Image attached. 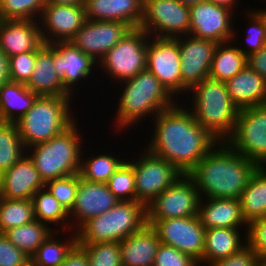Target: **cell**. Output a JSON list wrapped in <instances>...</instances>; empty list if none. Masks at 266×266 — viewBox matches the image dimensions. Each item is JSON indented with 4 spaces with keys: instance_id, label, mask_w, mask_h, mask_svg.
<instances>
[{
    "instance_id": "8fae6325",
    "label": "cell",
    "mask_w": 266,
    "mask_h": 266,
    "mask_svg": "<svg viewBox=\"0 0 266 266\" xmlns=\"http://www.w3.org/2000/svg\"><path fill=\"white\" fill-rule=\"evenodd\" d=\"M141 151V155L138 154L137 158L135 156V159L130 160L127 157L126 161L134 168L136 201L147 206L182 173L170 162L153 154L146 147Z\"/></svg>"
},
{
    "instance_id": "e0dca14e",
    "label": "cell",
    "mask_w": 266,
    "mask_h": 266,
    "mask_svg": "<svg viewBox=\"0 0 266 266\" xmlns=\"http://www.w3.org/2000/svg\"><path fill=\"white\" fill-rule=\"evenodd\" d=\"M87 21L83 5L46 4L39 18L44 43L69 42Z\"/></svg>"
},
{
    "instance_id": "9a60e30c",
    "label": "cell",
    "mask_w": 266,
    "mask_h": 266,
    "mask_svg": "<svg viewBox=\"0 0 266 266\" xmlns=\"http://www.w3.org/2000/svg\"><path fill=\"white\" fill-rule=\"evenodd\" d=\"M152 227L158 232L161 243L175 247L202 266L206 229L198 215L158 220Z\"/></svg>"
},
{
    "instance_id": "f35d334b",
    "label": "cell",
    "mask_w": 266,
    "mask_h": 266,
    "mask_svg": "<svg viewBox=\"0 0 266 266\" xmlns=\"http://www.w3.org/2000/svg\"><path fill=\"white\" fill-rule=\"evenodd\" d=\"M46 4V0H0V19L39 21Z\"/></svg>"
},
{
    "instance_id": "ab89813d",
    "label": "cell",
    "mask_w": 266,
    "mask_h": 266,
    "mask_svg": "<svg viewBox=\"0 0 266 266\" xmlns=\"http://www.w3.org/2000/svg\"><path fill=\"white\" fill-rule=\"evenodd\" d=\"M90 266H123L119 242L78 243Z\"/></svg>"
},
{
    "instance_id": "4316f807",
    "label": "cell",
    "mask_w": 266,
    "mask_h": 266,
    "mask_svg": "<svg viewBox=\"0 0 266 266\" xmlns=\"http://www.w3.org/2000/svg\"><path fill=\"white\" fill-rule=\"evenodd\" d=\"M225 83L239 109L266 105V80L248 65Z\"/></svg>"
},
{
    "instance_id": "3957f363",
    "label": "cell",
    "mask_w": 266,
    "mask_h": 266,
    "mask_svg": "<svg viewBox=\"0 0 266 266\" xmlns=\"http://www.w3.org/2000/svg\"><path fill=\"white\" fill-rule=\"evenodd\" d=\"M117 87L122 91H118V107L116 106L115 120L112 122L115 129H118L117 132L130 130V127L134 128L139 122V125H142V120L145 121L149 117L153 119L160 111L180 102L176 101L157 77L147 69L140 71L133 78L119 82Z\"/></svg>"
},
{
    "instance_id": "484cf974",
    "label": "cell",
    "mask_w": 266,
    "mask_h": 266,
    "mask_svg": "<svg viewBox=\"0 0 266 266\" xmlns=\"http://www.w3.org/2000/svg\"><path fill=\"white\" fill-rule=\"evenodd\" d=\"M158 232L146 225L119 242L123 266H154L160 245Z\"/></svg>"
},
{
    "instance_id": "f907efd6",
    "label": "cell",
    "mask_w": 266,
    "mask_h": 266,
    "mask_svg": "<svg viewBox=\"0 0 266 266\" xmlns=\"http://www.w3.org/2000/svg\"><path fill=\"white\" fill-rule=\"evenodd\" d=\"M10 81L9 57L0 48V88Z\"/></svg>"
},
{
    "instance_id": "44dd1931",
    "label": "cell",
    "mask_w": 266,
    "mask_h": 266,
    "mask_svg": "<svg viewBox=\"0 0 266 266\" xmlns=\"http://www.w3.org/2000/svg\"><path fill=\"white\" fill-rule=\"evenodd\" d=\"M43 188L45 183L27 154L0 175V197L4 199L31 200Z\"/></svg>"
},
{
    "instance_id": "db71d44e",
    "label": "cell",
    "mask_w": 266,
    "mask_h": 266,
    "mask_svg": "<svg viewBox=\"0 0 266 266\" xmlns=\"http://www.w3.org/2000/svg\"><path fill=\"white\" fill-rule=\"evenodd\" d=\"M179 1L190 7L192 5H195V4L207 1V0H179Z\"/></svg>"
},
{
    "instance_id": "f546056e",
    "label": "cell",
    "mask_w": 266,
    "mask_h": 266,
    "mask_svg": "<svg viewBox=\"0 0 266 266\" xmlns=\"http://www.w3.org/2000/svg\"><path fill=\"white\" fill-rule=\"evenodd\" d=\"M65 232H71L67 239ZM77 244L76 231H54L30 257L31 266H59Z\"/></svg>"
},
{
    "instance_id": "74e56055",
    "label": "cell",
    "mask_w": 266,
    "mask_h": 266,
    "mask_svg": "<svg viewBox=\"0 0 266 266\" xmlns=\"http://www.w3.org/2000/svg\"><path fill=\"white\" fill-rule=\"evenodd\" d=\"M245 12L246 17H244V19L246 18L245 21L248 19V22L246 21V23H248V25H246L247 31L245 30V32H247L245 34L246 39H243L246 41H244L245 46L240 44V42V46L238 43L235 44H237V47L245 54L246 57H248L266 46V22L262 14L257 10V6L251 10L248 8Z\"/></svg>"
},
{
    "instance_id": "f6af8a7d",
    "label": "cell",
    "mask_w": 266,
    "mask_h": 266,
    "mask_svg": "<svg viewBox=\"0 0 266 266\" xmlns=\"http://www.w3.org/2000/svg\"><path fill=\"white\" fill-rule=\"evenodd\" d=\"M247 245L261 259L266 255V216L248 222Z\"/></svg>"
},
{
    "instance_id": "816d5d0a",
    "label": "cell",
    "mask_w": 266,
    "mask_h": 266,
    "mask_svg": "<svg viewBox=\"0 0 266 266\" xmlns=\"http://www.w3.org/2000/svg\"><path fill=\"white\" fill-rule=\"evenodd\" d=\"M209 2H213L215 4H220V5H224L228 8H231L232 10H234L235 12L238 13L237 10H235L237 7L239 8V6L237 5V3H240L241 0H207Z\"/></svg>"
},
{
    "instance_id": "7bdbcfd3",
    "label": "cell",
    "mask_w": 266,
    "mask_h": 266,
    "mask_svg": "<svg viewBox=\"0 0 266 266\" xmlns=\"http://www.w3.org/2000/svg\"><path fill=\"white\" fill-rule=\"evenodd\" d=\"M37 50L9 57V73L12 82L26 84L33 74Z\"/></svg>"
},
{
    "instance_id": "681fc988",
    "label": "cell",
    "mask_w": 266,
    "mask_h": 266,
    "mask_svg": "<svg viewBox=\"0 0 266 266\" xmlns=\"http://www.w3.org/2000/svg\"><path fill=\"white\" fill-rule=\"evenodd\" d=\"M59 266H90L85 251L77 244Z\"/></svg>"
},
{
    "instance_id": "2e32d148",
    "label": "cell",
    "mask_w": 266,
    "mask_h": 266,
    "mask_svg": "<svg viewBox=\"0 0 266 266\" xmlns=\"http://www.w3.org/2000/svg\"><path fill=\"white\" fill-rule=\"evenodd\" d=\"M130 29L131 27L123 22L87 20L69 42L99 62Z\"/></svg>"
},
{
    "instance_id": "9c48e42d",
    "label": "cell",
    "mask_w": 266,
    "mask_h": 266,
    "mask_svg": "<svg viewBox=\"0 0 266 266\" xmlns=\"http://www.w3.org/2000/svg\"><path fill=\"white\" fill-rule=\"evenodd\" d=\"M146 69L157 77L176 101L180 100L177 97H183V95H187L186 100L189 99V90L182 84L179 37L150 36L147 45Z\"/></svg>"
},
{
    "instance_id": "ac0fdd59",
    "label": "cell",
    "mask_w": 266,
    "mask_h": 266,
    "mask_svg": "<svg viewBox=\"0 0 266 266\" xmlns=\"http://www.w3.org/2000/svg\"><path fill=\"white\" fill-rule=\"evenodd\" d=\"M217 45L215 41L191 35L179 37L182 84L188 90L209 77Z\"/></svg>"
},
{
    "instance_id": "6da1fadb",
    "label": "cell",
    "mask_w": 266,
    "mask_h": 266,
    "mask_svg": "<svg viewBox=\"0 0 266 266\" xmlns=\"http://www.w3.org/2000/svg\"><path fill=\"white\" fill-rule=\"evenodd\" d=\"M160 111L153 119L152 139L145 147L170 162L182 174H188L217 144L194 119L185 104Z\"/></svg>"
},
{
    "instance_id": "cb8c5ba5",
    "label": "cell",
    "mask_w": 266,
    "mask_h": 266,
    "mask_svg": "<svg viewBox=\"0 0 266 266\" xmlns=\"http://www.w3.org/2000/svg\"><path fill=\"white\" fill-rule=\"evenodd\" d=\"M198 218L205 229H247L248 227V222L241 211L239 199L200 198Z\"/></svg>"
},
{
    "instance_id": "4fadbf2b",
    "label": "cell",
    "mask_w": 266,
    "mask_h": 266,
    "mask_svg": "<svg viewBox=\"0 0 266 266\" xmlns=\"http://www.w3.org/2000/svg\"><path fill=\"white\" fill-rule=\"evenodd\" d=\"M226 142L259 167L266 166V105L240 109L235 130Z\"/></svg>"
},
{
    "instance_id": "f1b7e54d",
    "label": "cell",
    "mask_w": 266,
    "mask_h": 266,
    "mask_svg": "<svg viewBox=\"0 0 266 266\" xmlns=\"http://www.w3.org/2000/svg\"><path fill=\"white\" fill-rule=\"evenodd\" d=\"M38 97L23 83L8 82L0 88V118L16 122L25 115Z\"/></svg>"
},
{
    "instance_id": "f5cc1de1",
    "label": "cell",
    "mask_w": 266,
    "mask_h": 266,
    "mask_svg": "<svg viewBox=\"0 0 266 266\" xmlns=\"http://www.w3.org/2000/svg\"><path fill=\"white\" fill-rule=\"evenodd\" d=\"M46 3L56 5H83L84 0H46Z\"/></svg>"
},
{
    "instance_id": "836d02e7",
    "label": "cell",
    "mask_w": 266,
    "mask_h": 266,
    "mask_svg": "<svg viewBox=\"0 0 266 266\" xmlns=\"http://www.w3.org/2000/svg\"><path fill=\"white\" fill-rule=\"evenodd\" d=\"M103 153H94L93 155L90 153V156L86 154V150L82 152L81 157L83 158H81L79 171V175L82 179L90 182L107 183L109 178L127 160V158H121L120 153L119 156L116 157L115 154L111 155V152L107 154L104 151ZM85 155L89 157H85Z\"/></svg>"
},
{
    "instance_id": "bcb514c9",
    "label": "cell",
    "mask_w": 266,
    "mask_h": 266,
    "mask_svg": "<svg viewBox=\"0 0 266 266\" xmlns=\"http://www.w3.org/2000/svg\"><path fill=\"white\" fill-rule=\"evenodd\" d=\"M0 266H31V259L0 233Z\"/></svg>"
},
{
    "instance_id": "5bb4252c",
    "label": "cell",
    "mask_w": 266,
    "mask_h": 266,
    "mask_svg": "<svg viewBox=\"0 0 266 266\" xmlns=\"http://www.w3.org/2000/svg\"><path fill=\"white\" fill-rule=\"evenodd\" d=\"M234 12L231 8L209 1L190 6V35L217 43L238 42L239 29L234 28L233 19L237 16Z\"/></svg>"
},
{
    "instance_id": "ee69618b",
    "label": "cell",
    "mask_w": 266,
    "mask_h": 266,
    "mask_svg": "<svg viewBox=\"0 0 266 266\" xmlns=\"http://www.w3.org/2000/svg\"><path fill=\"white\" fill-rule=\"evenodd\" d=\"M154 266H199L191 256L182 253L175 247L160 243Z\"/></svg>"
},
{
    "instance_id": "11a10c76",
    "label": "cell",
    "mask_w": 266,
    "mask_h": 266,
    "mask_svg": "<svg viewBox=\"0 0 266 266\" xmlns=\"http://www.w3.org/2000/svg\"><path fill=\"white\" fill-rule=\"evenodd\" d=\"M262 9L260 10V8L259 9H257L261 14H262V16H263V18L265 19V22H266V8H264L263 9V7H261Z\"/></svg>"
},
{
    "instance_id": "9f6ffc18",
    "label": "cell",
    "mask_w": 266,
    "mask_h": 266,
    "mask_svg": "<svg viewBox=\"0 0 266 266\" xmlns=\"http://www.w3.org/2000/svg\"><path fill=\"white\" fill-rule=\"evenodd\" d=\"M261 266H266V255L261 258Z\"/></svg>"
},
{
    "instance_id": "30bf717a",
    "label": "cell",
    "mask_w": 266,
    "mask_h": 266,
    "mask_svg": "<svg viewBox=\"0 0 266 266\" xmlns=\"http://www.w3.org/2000/svg\"><path fill=\"white\" fill-rule=\"evenodd\" d=\"M199 200L193 179L182 174L147 205V223L153 226L158 220L197 216Z\"/></svg>"
},
{
    "instance_id": "d4e9b609",
    "label": "cell",
    "mask_w": 266,
    "mask_h": 266,
    "mask_svg": "<svg viewBox=\"0 0 266 266\" xmlns=\"http://www.w3.org/2000/svg\"><path fill=\"white\" fill-rule=\"evenodd\" d=\"M85 15L91 21H118L131 28L140 26L144 0H84Z\"/></svg>"
},
{
    "instance_id": "e575fe53",
    "label": "cell",
    "mask_w": 266,
    "mask_h": 266,
    "mask_svg": "<svg viewBox=\"0 0 266 266\" xmlns=\"http://www.w3.org/2000/svg\"><path fill=\"white\" fill-rule=\"evenodd\" d=\"M54 231L49 225L34 220L29 224L9 229L3 234L18 249L31 257Z\"/></svg>"
},
{
    "instance_id": "d6986e66",
    "label": "cell",
    "mask_w": 266,
    "mask_h": 266,
    "mask_svg": "<svg viewBox=\"0 0 266 266\" xmlns=\"http://www.w3.org/2000/svg\"><path fill=\"white\" fill-rule=\"evenodd\" d=\"M118 202L106 183L90 182L80 177L75 203L69 212L70 230L77 231L89 219L109 211Z\"/></svg>"
},
{
    "instance_id": "ba28073f",
    "label": "cell",
    "mask_w": 266,
    "mask_h": 266,
    "mask_svg": "<svg viewBox=\"0 0 266 266\" xmlns=\"http://www.w3.org/2000/svg\"><path fill=\"white\" fill-rule=\"evenodd\" d=\"M149 35L141 28H131L127 34L98 62V67L112 81L122 82L146 69Z\"/></svg>"
},
{
    "instance_id": "7a4b0ae2",
    "label": "cell",
    "mask_w": 266,
    "mask_h": 266,
    "mask_svg": "<svg viewBox=\"0 0 266 266\" xmlns=\"http://www.w3.org/2000/svg\"><path fill=\"white\" fill-rule=\"evenodd\" d=\"M258 167L227 142H217L188 175L200 198L239 199Z\"/></svg>"
},
{
    "instance_id": "60d3db41",
    "label": "cell",
    "mask_w": 266,
    "mask_h": 266,
    "mask_svg": "<svg viewBox=\"0 0 266 266\" xmlns=\"http://www.w3.org/2000/svg\"><path fill=\"white\" fill-rule=\"evenodd\" d=\"M119 201H136L134 168L125 161L106 183Z\"/></svg>"
},
{
    "instance_id": "52a82bcc",
    "label": "cell",
    "mask_w": 266,
    "mask_h": 266,
    "mask_svg": "<svg viewBox=\"0 0 266 266\" xmlns=\"http://www.w3.org/2000/svg\"><path fill=\"white\" fill-rule=\"evenodd\" d=\"M147 206L119 201L109 211L85 222L76 232L78 243L120 242L147 225Z\"/></svg>"
},
{
    "instance_id": "d6a6232c",
    "label": "cell",
    "mask_w": 266,
    "mask_h": 266,
    "mask_svg": "<svg viewBox=\"0 0 266 266\" xmlns=\"http://www.w3.org/2000/svg\"><path fill=\"white\" fill-rule=\"evenodd\" d=\"M31 201L35 220L45 223L50 227L53 226L52 228L55 231L70 230L69 213L46 188L38 190L32 196Z\"/></svg>"
},
{
    "instance_id": "277c9868",
    "label": "cell",
    "mask_w": 266,
    "mask_h": 266,
    "mask_svg": "<svg viewBox=\"0 0 266 266\" xmlns=\"http://www.w3.org/2000/svg\"><path fill=\"white\" fill-rule=\"evenodd\" d=\"M191 94L187 108L194 119L218 142H226L233 134L237 123L239 108L230 99L226 83L206 78L195 84L188 92ZM191 101V103H190Z\"/></svg>"
},
{
    "instance_id": "4dcf8cb0",
    "label": "cell",
    "mask_w": 266,
    "mask_h": 266,
    "mask_svg": "<svg viewBox=\"0 0 266 266\" xmlns=\"http://www.w3.org/2000/svg\"><path fill=\"white\" fill-rule=\"evenodd\" d=\"M246 66L247 57L233 41L218 43L211 62L209 77L226 82Z\"/></svg>"
},
{
    "instance_id": "7dc6e473",
    "label": "cell",
    "mask_w": 266,
    "mask_h": 266,
    "mask_svg": "<svg viewBox=\"0 0 266 266\" xmlns=\"http://www.w3.org/2000/svg\"><path fill=\"white\" fill-rule=\"evenodd\" d=\"M206 266H261V259L246 245L237 253L209 263Z\"/></svg>"
},
{
    "instance_id": "c3c4849f",
    "label": "cell",
    "mask_w": 266,
    "mask_h": 266,
    "mask_svg": "<svg viewBox=\"0 0 266 266\" xmlns=\"http://www.w3.org/2000/svg\"><path fill=\"white\" fill-rule=\"evenodd\" d=\"M247 65L266 80V46L249 55Z\"/></svg>"
},
{
    "instance_id": "1f68e13d",
    "label": "cell",
    "mask_w": 266,
    "mask_h": 266,
    "mask_svg": "<svg viewBox=\"0 0 266 266\" xmlns=\"http://www.w3.org/2000/svg\"><path fill=\"white\" fill-rule=\"evenodd\" d=\"M239 201L247 222L266 216V166L258 167L252 174Z\"/></svg>"
},
{
    "instance_id": "8992f818",
    "label": "cell",
    "mask_w": 266,
    "mask_h": 266,
    "mask_svg": "<svg viewBox=\"0 0 266 266\" xmlns=\"http://www.w3.org/2000/svg\"><path fill=\"white\" fill-rule=\"evenodd\" d=\"M73 97L38 96L29 111L16 121L25 148L49 141L77 119ZM74 115V116H73Z\"/></svg>"
},
{
    "instance_id": "8d00e7d4",
    "label": "cell",
    "mask_w": 266,
    "mask_h": 266,
    "mask_svg": "<svg viewBox=\"0 0 266 266\" xmlns=\"http://www.w3.org/2000/svg\"><path fill=\"white\" fill-rule=\"evenodd\" d=\"M35 220L31 200L4 199L0 197V233L26 225Z\"/></svg>"
},
{
    "instance_id": "603a6c76",
    "label": "cell",
    "mask_w": 266,
    "mask_h": 266,
    "mask_svg": "<svg viewBox=\"0 0 266 266\" xmlns=\"http://www.w3.org/2000/svg\"><path fill=\"white\" fill-rule=\"evenodd\" d=\"M54 67L53 43H43L37 49L33 74L25 85L38 96L73 97Z\"/></svg>"
},
{
    "instance_id": "7c38bea8",
    "label": "cell",
    "mask_w": 266,
    "mask_h": 266,
    "mask_svg": "<svg viewBox=\"0 0 266 266\" xmlns=\"http://www.w3.org/2000/svg\"><path fill=\"white\" fill-rule=\"evenodd\" d=\"M139 28L154 37L190 35V7L179 0H144Z\"/></svg>"
},
{
    "instance_id": "ffe728a7",
    "label": "cell",
    "mask_w": 266,
    "mask_h": 266,
    "mask_svg": "<svg viewBox=\"0 0 266 266\" xmlns=\"http://www.w3.org/2000/svg\"><path fill=\"white\" fill-rule=\"evenodd\" d=\"M53 64L61 76L64 87L72 95H75L78 82L91 78L90 75L95 73L94 70L97 71L98 66V62L70 42L53 43Z\"/></svg>"
},
{
    "instance_id": "b9f144b4",
    "label": "cell",
    "mask_w": 266,
    "mask_h": 266,
    "mask_svg": "<svg viewBox=\"0 0 266 266\" xmlns=\"http://www.w3.org/2000/svg\"><path fill=\"white\" fill-rule=\"evenodd\" d=\"M79 181V173L73 174L67 177L49 180L45 183V188L69 213L75 203Z\"/></svg>"
},
{
    "instance_id": "d590c367",
    "label": "cell",
    "mask_w": 266,
    "mask_h": 266,
    "mask_svg": "<svg viewBox=\"0 0 266 266\" xmlns=\"http://www.w3.org/2000/svg\"><path fill=\"white\" fill-rule=\"evenodd\" d=\"M26 154L16 122H0V175Z\"/></svg>"
},
{
    "instance_id": "7402d4cb",
    "label": "cell",
    "mask_w": 266,
    "mask_h": 266,
    "mask_svg": "<svg viewBox=\"0 0 266 266\" xmlns=\"http://www.w3.org/2000/svg\"><path fill=\"white\" fill-rule=\"evenodd\" d=\"M43 43L39 21L0 19V48L8 57L35 51Z\"/></svg>"
},
{
    "instance_id": "83f0119b",
    "label": "cell",
    "mask_w": 266,
    "mask_h": 266,
    "mask_svg": "<svg viewBox=\"0 0 266 266\" xmlns=\"http://www.w3.org/2000/svg\"><path fill=\"white\" fill-rule=\"evenodd\" d=\"M240 231H244V234ZM246 232L247 229H206L205 247L202 256V266H205L220 259L227 258L228 256L240 251L244 246L247 245ZM242 235L244 236L241 237Z\"/></svg>"
},
{
    "instance_id": "5b68a950",
    "label": "cell",
    "mask_w": 266,
    "mask_h": 266,
    "mask_svg": "<svg viewBox=\"0 0 266 266\" xmlns=\"http://www.w3.org/2000/svg\"><path fill=\"white\" fill-rule=\"evenodd\" d=\"M79 122L76 120L49 141L26 148V154L33 161L44 183L79 173L84 150V137L79 132Z\"/></svg>"
}]
</instances>
